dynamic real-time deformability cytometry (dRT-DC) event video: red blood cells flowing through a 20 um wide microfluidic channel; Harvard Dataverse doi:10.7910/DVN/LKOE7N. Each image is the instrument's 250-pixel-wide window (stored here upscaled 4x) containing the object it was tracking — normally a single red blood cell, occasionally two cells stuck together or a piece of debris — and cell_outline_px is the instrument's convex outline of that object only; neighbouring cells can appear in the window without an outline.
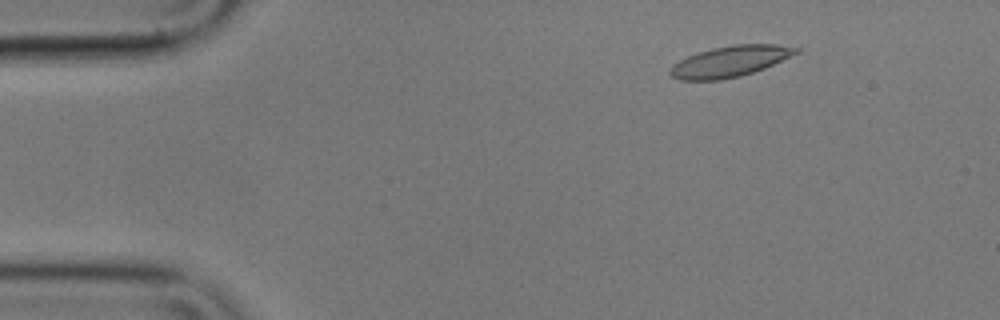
{"species": "common noctule bat (a hibernating species)", "species_latin": "Nyctalus noctula", "temperature_condition": "cold", "stored_images_in_passage": 56, "camera_frame_rate_fps": 3000, "um_per_image_px": 0.085, "animal": {"sex": "male", "body_mass_g": 17.9}, "frame": {"image": 1, "passage_image": 7, "time_ms": 2.0, "image_size_px": [1000, 320], "cell_outline_px": [[800, 52], [764, 68], [740, 76], [720, 80], [680, 80], [672, 76], [668, 72], [668, 68], [672, 64], [688, 56], [712, 48], [732, 44], [776, 44], [800, 48]], "centroid_in_image_um": [62.03, 5.21], "position_along_channel_um": 23.0, "area_um2": 22.66}}
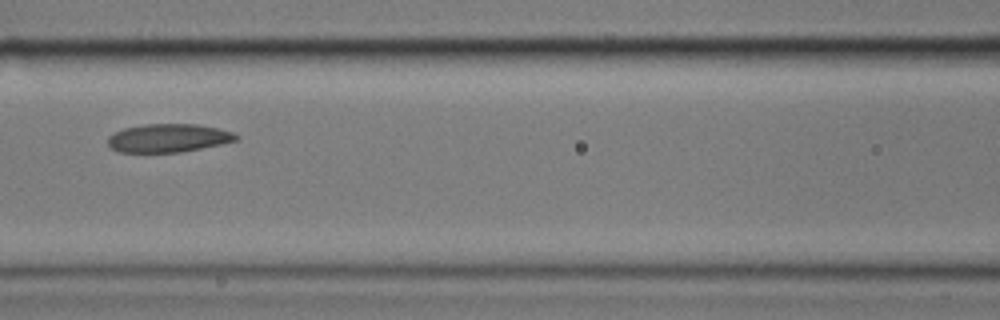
{"frame": {"image": 2, "passage_image": 24, "time_ms": 7.667, "image_size_px": [1000, 320], "cell_outline_px": [[240, 140], [180, 152], [120, 152], [112, 148], [108, 144], [108, 136], [124, 128], [144, 124], [196, 124], [216, 128], [232, 132], [240, 136]], "centroid_in_image_um": [14.32, 11.73], "position_along_channel_um": 152.3, "area_um2": 21.04}}
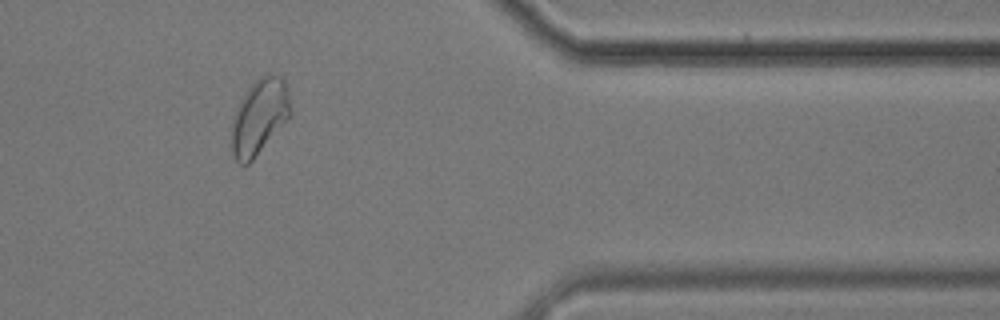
{"frame": {"image": 3, "passage_image": 46, "time_ms": 15.0, "image_size_px": [1000, 320], "cell_outline_px": [[292, 116], [252, 160], [248, 164], [240, 164], [232, 156], [228, 140], [232, 120], [240, 100], [248, 88], [260, 76], [268, 72], [280, 76], [284, 80], [288, 92], [292, 112]], "centroid_in_image_um": [22.02, 9.94], "position_along_channel_um": 389.4, "area_um2": 26.53}, "authors_computed_cell_mechanics": {"area_um2": 22.4264, "velocity_mm_per_s": 3.5289, "shape_relaxation_time_tau1_ms": 5.0409, "shape_relaxation_time_tau2_ms": 4.2009, "deformation_change_tau1": 0.1151, "deformation_change_tau2": 0.0822}}